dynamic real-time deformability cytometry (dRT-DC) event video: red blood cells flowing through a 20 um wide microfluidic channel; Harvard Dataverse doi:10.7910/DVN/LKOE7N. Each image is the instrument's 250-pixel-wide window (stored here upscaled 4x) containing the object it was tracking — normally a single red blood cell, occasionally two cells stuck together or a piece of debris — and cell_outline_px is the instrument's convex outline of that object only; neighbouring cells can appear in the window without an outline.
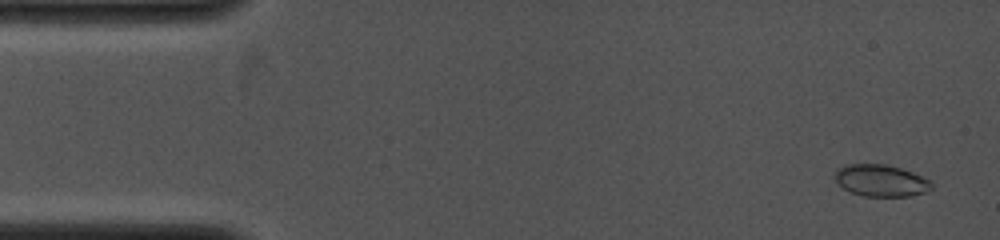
{"species": "common noctule bat (a hibernating species)", "species_latin": "Nyctalus noctula", "temperature_condition": "cold", "stored_images_in_passage": 35, "camera_frame_rate_fps": 4000, "um_per_image_px": 0.085, "animal": {"sex": "female", "body_mass_g": 19.0, "forearm_length_mm": 53.3}, "frame": {"image": 1, "passage_image": 2, "time_ms": 0.5, "image_size_px": [1000, 240], "cell_outline_px": [[932, 188], [924, 192], [912, 196], [864, 196], [852, 192], [844, 188], [836, 180], [836, 168], [844, 164], [884, 164], [900, 168], [912, 172], [932, 180]], "centroid_in_image_um": [74.9, 15.34], "position_along_channel_um": 10.1, "area_um2": 17.86}}
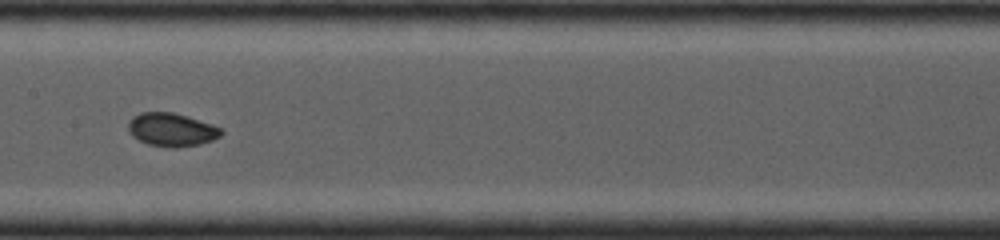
{"frame": {"image": 2, "passage_image": 21, "time_ms": 7.25, "image_size_px": [1000, 240], "cell_outline_px": [[224, 132], [220, 136], [212, 140], [200, 144], [176, 148], [172, 148], [148, 144], [132, 136], [128, 132], [128, 124], [132, 116], [140, 112], [172, 112], [188, 116], [212, 124], [220, 128]], "centroid_in_image_um": [14.58, 11.02], "position_along_channel_um": 192.8, "area_um2": 18.15}}
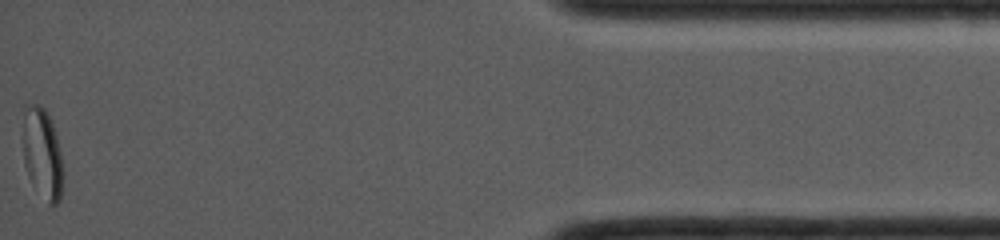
{"frame": {"image": 3, "passage_image": 35, "time_ms": 14.25, "image_size_px": [1000, 240], "cell_outline_px": [[64, 176], [60, 200], [56, 204], [48, 204], [28, 176], [24, 164], [24, 104], [40, 104], [44, 108], [52, 124], [60, 148], [64, 172]], "centroid_in_image_um": [3.63, 13.06], "position_along_channel_um": 431.6, "area_um2": 21.15}}